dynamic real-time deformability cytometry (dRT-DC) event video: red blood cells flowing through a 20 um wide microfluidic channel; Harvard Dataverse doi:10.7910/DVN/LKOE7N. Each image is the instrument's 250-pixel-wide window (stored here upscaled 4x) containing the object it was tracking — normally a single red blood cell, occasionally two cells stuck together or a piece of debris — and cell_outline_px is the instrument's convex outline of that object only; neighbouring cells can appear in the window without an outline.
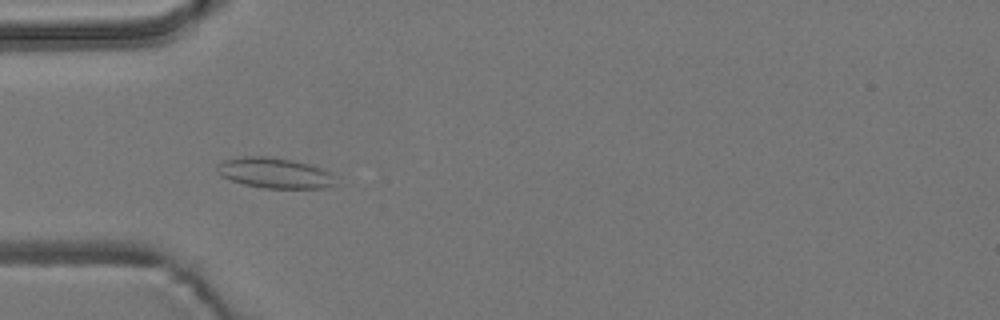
{"species": "common noctule bat (a hibernating species)", "species_latin": "Nyctalus noctula", "temperature_condition": "room temperature", "stored_images_in_passage": 21, "camera_frame_rate_fps": 3000, "um_per_image_px": 0.085, "animal": {"sex": "male", "body_mass_g": 19.2, "forearm_length_mm": 51.8}, "frame": {"image": 1, "passage_image": 17, "time_ms": 5.333, "image_size_px": [1000, 320], "cell_outline_px": [[336, 184], [324, 188], [264, 188], [244, 184], [220, 176], [216, 172], [216, 168], [224, 160], [244, 156], [272, 156], [292, 160], [308, 164], [320, 168], [328, 172], [332, 176]], "centroid_in_image_um": [23.31, 14.7], "position_along_channel_um": 61.7, "area_um2": 20.87}}